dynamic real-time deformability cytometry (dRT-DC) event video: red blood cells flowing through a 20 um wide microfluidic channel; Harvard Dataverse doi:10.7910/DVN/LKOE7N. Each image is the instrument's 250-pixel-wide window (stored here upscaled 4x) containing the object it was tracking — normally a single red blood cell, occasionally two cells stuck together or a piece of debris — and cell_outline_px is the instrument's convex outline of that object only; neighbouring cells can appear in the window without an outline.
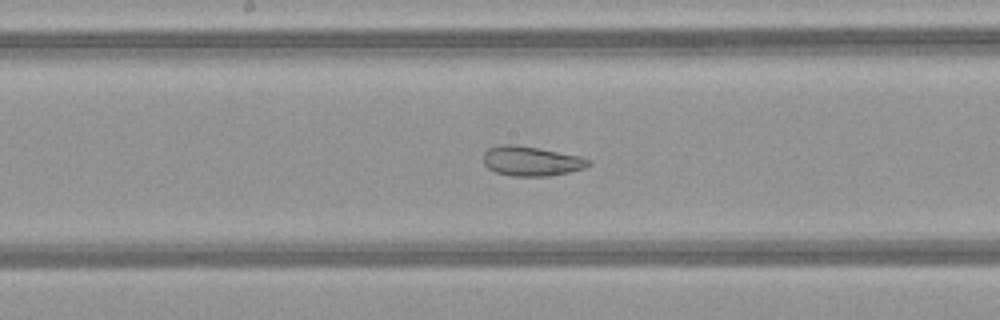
{"species": "common noctule bat (a hibernating species)", "species_latin": "Nyctalus noctula", "temperature_condition": "warm", "stored_images_in_passage": 36, "camera_frame_rate_fps": 3000, "um_per_image_px": 0.085, "animal": {"sex": "female", "body_mass_g": 21.9}, "frame": {"image": 1, "passage_image": 13, "time_ms": 4.0, "image_size_px": [1000, 320], "cell_outline_px": [[592, 164], [584, 168], [568, 172], [548, 176], [512, 176], [496, 172], [488, 168], [484, 164], [484, 152], [488, 148], [500, 144], [512, 144], [540, 148], [580, 156], [592, 160]], "centroid_in_image_um": [45.17, 13.68], "position_along_channel_um": 203.0, "area_um2": 18.26}}
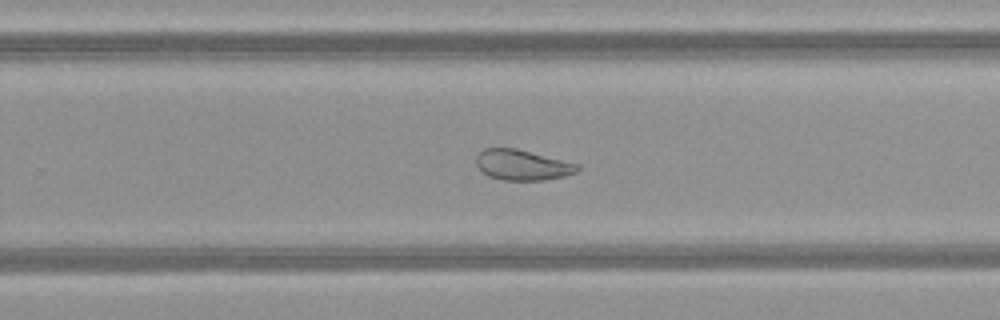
{"frame": {"image": 2, "passage_image": 19, "time_ms": 6.0, "image_size_px": [1000, 320], "cell_outline_px": [[580, 168], [576, 172], [564, 176], [544, 180], [504, 180], [488, 176], [476, 164], [476, 156], [484, 148], [516, 148], [580, 164]], "centroid_in_image_um": [44.41, 14.02], "position_along_channel_um": 285.4, "area_um2": 17.92}}
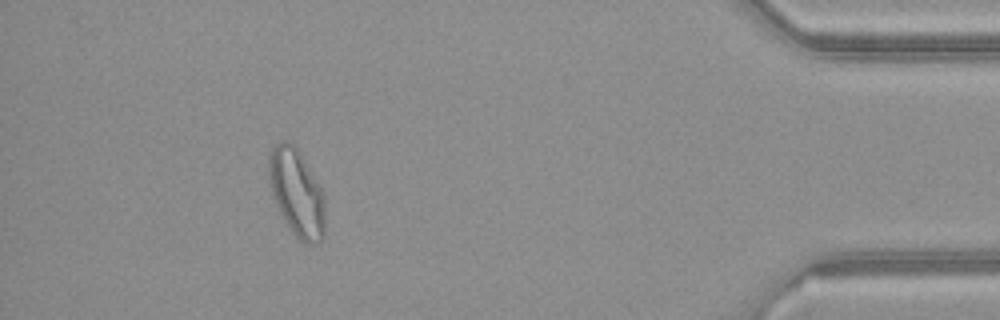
{"frame": {"image": 3, "passage_image": 32, "time_ms": 10.333, "image_size_px": [1000, 320], "cell_outline_px": [[324, 236], [316, 244], [304, 244], [292, 232], [284, 220], [276, 204], [272, 192], [268, 172], [268, 152], [280, 140], [288, 140], [300, 152], [320, 188], [324, 196]], "centroid_in_image_um": [25.2, 16.38], "position_along_channel_um": 410.0, "area_um2": 28.44}, "authors_computed_cell_mechanics": {"area_um2": 20.2589, "velocity_mm_per_s": 4.1411, "shape_relaxation_time_tau1_ms": null, "shape_relaxation_time_tau2_ms": 1.7576, "deformation_change_tau1": null, "deformation_change_tau2": 0.0827}}